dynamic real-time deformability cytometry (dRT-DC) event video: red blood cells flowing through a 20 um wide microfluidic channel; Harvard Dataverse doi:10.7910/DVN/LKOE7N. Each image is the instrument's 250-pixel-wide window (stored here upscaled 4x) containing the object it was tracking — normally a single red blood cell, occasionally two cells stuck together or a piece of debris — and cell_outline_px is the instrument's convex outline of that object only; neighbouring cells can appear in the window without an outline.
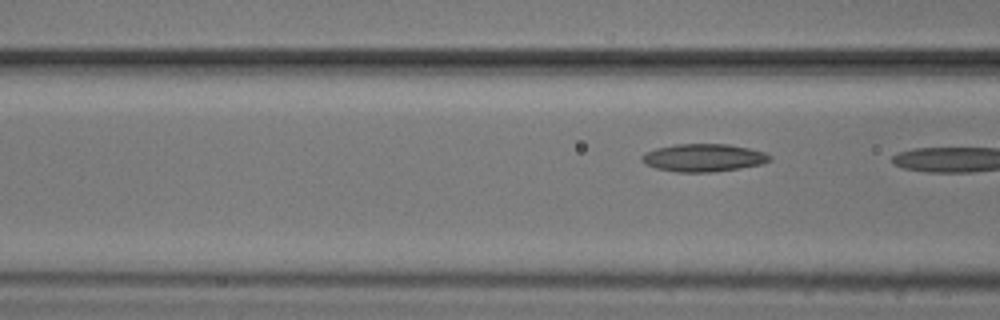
{"species": "common noctule bat (a hibernating species)", "species_latin": "Nyctalus noctula", "temperature_condition": "cold", "stored_images_in_passage": 7, "segment_of_instrument_passage": [2, 2], "camera_frame_rate_fps": 3000, "um_per_image_px": 0.085, "animal": {"sex": "male", "body_mass_g": 20.5, "forearm_length_mm": 52.5}, "frame": {"image": 1, "passage_image": 7, "time_ms": 8.0, "image_size_px": [1000, 320], "cell_outline_px": [[772, 160], [760, 164], [740, 168], [712, 172], [676, 172], [656, 168], [644, 164], [640, 160], [640, 156], [644, 152], [656, 148], [676, 144], [728, 144], [748, 148], [764, 152], [772, 156]], "centroid_in_image_um": [59.76, 13.41], "position_along_channel_um": 106.8, "area_um2": 20.81}}